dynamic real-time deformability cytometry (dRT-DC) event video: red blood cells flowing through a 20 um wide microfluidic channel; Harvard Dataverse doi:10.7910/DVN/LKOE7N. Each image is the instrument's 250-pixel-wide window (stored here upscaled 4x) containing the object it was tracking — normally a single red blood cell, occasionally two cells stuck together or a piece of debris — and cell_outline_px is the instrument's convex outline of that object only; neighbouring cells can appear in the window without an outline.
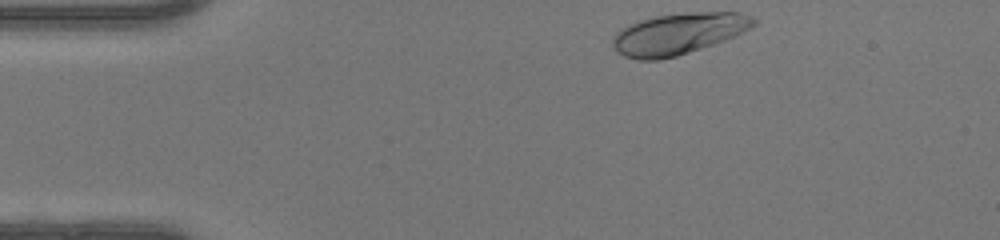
{"species": "human", "species_latin": "Homo sapiens", "temperature_condition": "warm", "stored_images_in_passage": 34, "camera_frame_rate_fps": 3000, "um_per_image_px": 0.085, "donor": {"sex": "female"}, "frame": {"image": 1, "passage_image": 1, "time_ms": 0.0, "image_size_px": [1000, 240], "cell_outline_px": [[756, 24], [752, 28], [724, 40], [676, 56], [660, 60], [640, 60], [624, 56], [616, 52], [612, 48], [612, 36], [620, 28], [636, 20], [656, 16], [692, 12], [740, 12], [752, 16], [756, 20]], "centroid_in_image_um": [57.61, 2.86], "position_along_channel_um": 27.4, "area_um2": 34.16}}
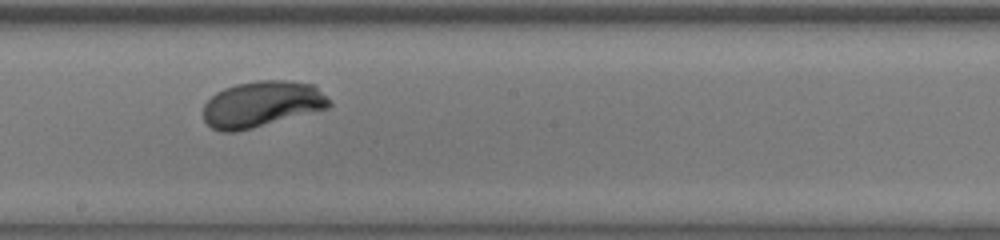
{"frame": {"image": 2, "passage_image": 20, "time_ms": 6.333, "image_size_px": [1000, 240], "cell_outline_px": [[332, 104], [328, 108], [252, 128], [236, 132], [220, 132], [212, 128], [204, 120], [204, 104], [216, 92], [224, 88], [236, 84], [256, 80], [284, 80], [316, 84], [332, 100]], "centroid_in_image_um": [22.29, 8.83], "position_along_channel_um": 225.9, "area_um2": 34.04}}
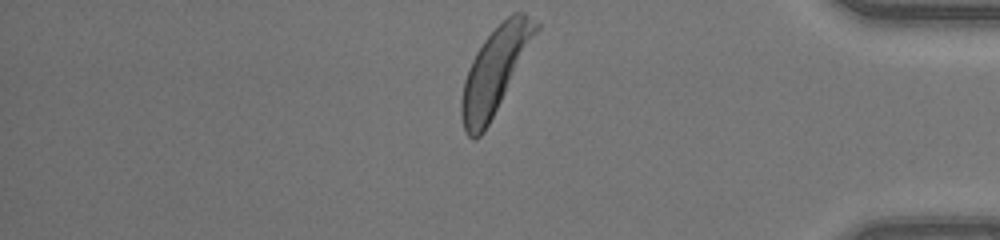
{"frame": {"image": 3, "passage_image": 34, "time_ms": 11.0, "image_size_px": [1000, 240], "cell_outline_px": [[540, 28], [484, 132], [476, 140], [472, 140], [468, 136], [464, 128], [460, 116], [460, 100], [464, 80], [468, 68], [476, 52], [484, 40], [508, 16], [516, 12], [524, 12], [540, 24]], "centroid_in_image_um": [42.04, 6.02], "position_along_channel_um": 393.2, "area_um2": 36.3}, "authors_computed_cell_mechanics": {"area_um2": 33.6107, "velocity_mm_per_s": 4.2078, "shape_relaxation_time_tau1_ms": 2.4606, "shape_relaxation_time_tau2_ms": null, "deformation_change_tau1": 0.1898, "deformation_change_tau2": null}}